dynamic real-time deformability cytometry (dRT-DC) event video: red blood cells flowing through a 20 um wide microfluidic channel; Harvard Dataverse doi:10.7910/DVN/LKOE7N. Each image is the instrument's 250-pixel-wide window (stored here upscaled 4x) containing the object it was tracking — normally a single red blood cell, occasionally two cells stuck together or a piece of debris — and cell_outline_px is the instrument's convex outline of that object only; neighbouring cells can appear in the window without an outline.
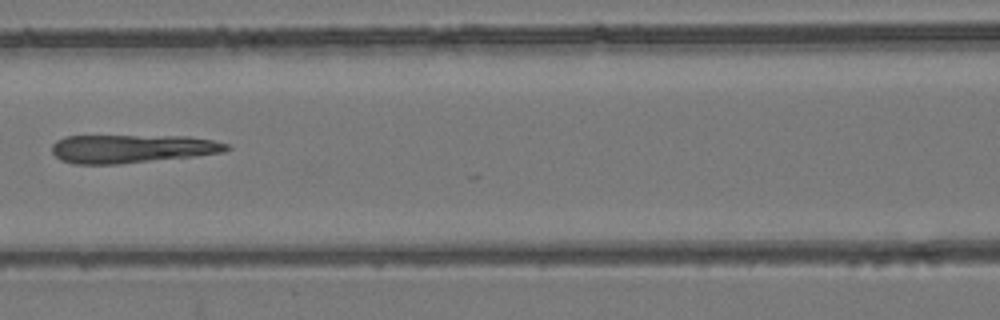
{"species": "common noctule bat (a hibernating species)", "species_latin": "Nyctalus noctula", "temperature_condition": "room temperature", "stored_images_in_passage": 9, "camera_frame_rate_fps": 3000, "um_per_image_px": 0.085, "animal": {"sex": "female", "body_mass_g": 24.6, "forearm_length_mm": 56.2}, "frame": {"image": 1, "passage_image": 8, "time_ms": 2.333, "image_size_px": [1000, 320], "cell_outline_px": [[232, 148], [224, 152], [196, 156], [116, 164], [72, 164], [60, 160], [52, 152], [52, 144], [56, 140], [64, 136], [188, 136], [212, 140], [228, 144]], "centroid_in_image_um": [11.2, 12.64], "position_along_channel_um": 155.4, "area_um2": 29.02}}
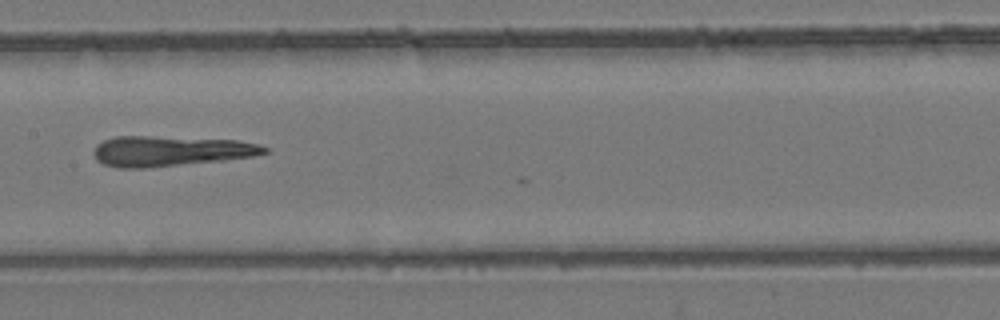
{"frame": {"image": 2, "passage_image": 9, "time_ms": 2.667, "image_size_px": [1000, 320], "cell_outline_px": [[268, 152], [252, 156], [224, 160], [144, 168], [120, 168], [104, 164], [96, 160], [92, 152], [96, 144], [104, 140], [116, 136], [148, 136], [236, 140], [260, 144], [268, 148]], "centroid_in_image_um": [14.45, 12.84], "position_along_channel_um": 192.9, "area_um2": 30.06}}